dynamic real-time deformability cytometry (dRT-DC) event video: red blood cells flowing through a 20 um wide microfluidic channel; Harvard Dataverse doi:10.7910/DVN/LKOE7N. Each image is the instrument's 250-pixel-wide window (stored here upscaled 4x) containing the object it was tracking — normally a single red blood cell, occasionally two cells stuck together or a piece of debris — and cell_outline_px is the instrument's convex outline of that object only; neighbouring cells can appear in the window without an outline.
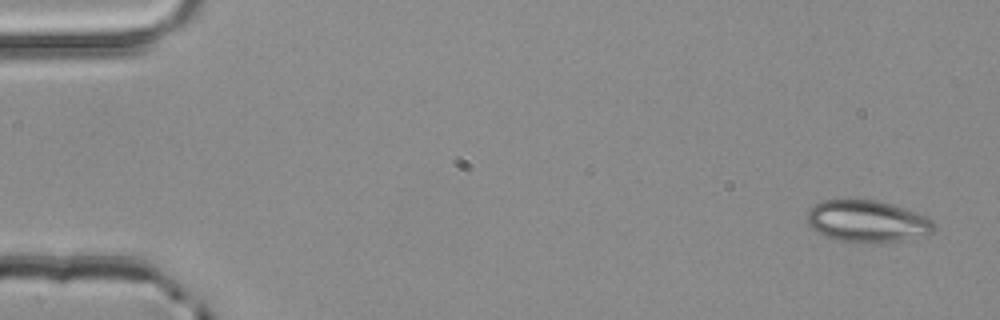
{"species": "common noctule bat (a hibernating species)", "species_latin": "Nyctalus noctula", "temperature_condition": "room temperature", "stored_images_in_passage": 3, "camera_frame_rate_fps": 3000, "um_per_image_px": 0.085, "animal": {"sex": "male", "body_mass_g": 20.4}, "frame": {"image": 1, "passage_image": 1, "time_ms": 0.0, "image_size_px": [1000, 320], "cell_outline_px": [[936, 228], [928, 236], [904, 240], [840, 240], [828, 236], [812, 228], [804, 220], [808, 212], [816, 204], [824, 200], [844, 196], [848, 196], [876, 200], [892, 204], [924, 216], [932, 220]], "centroid_in_image_um": [73.69, 18.73], "position_along_channel_um": 11.3, "area_um2": 30.81}}